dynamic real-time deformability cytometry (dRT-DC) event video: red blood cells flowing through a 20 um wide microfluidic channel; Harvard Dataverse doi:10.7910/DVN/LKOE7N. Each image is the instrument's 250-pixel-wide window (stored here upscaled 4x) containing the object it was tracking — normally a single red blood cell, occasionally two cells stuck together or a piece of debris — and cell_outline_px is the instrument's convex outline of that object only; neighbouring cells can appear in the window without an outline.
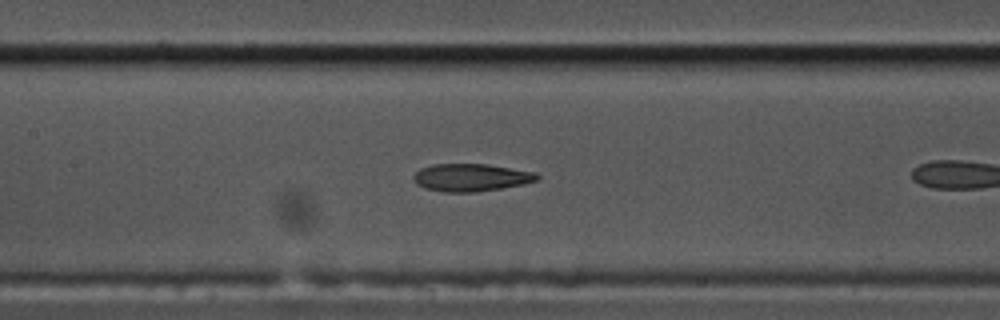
{"species": "common noctule bat (a hibernating species)", "species_latin": "Nyctalus noctula", "temperature_condition": "cold", "stored_images_in_passage": 15, "camera_frame_rate_fps": 3000, "um_per_image_px": 0.085, "animal": {"sex": "male", "body_mass_g": 17.5, "forearm_length_mm": 52.3}, "frame": {"image": 1, "passage_image": 13, "time_ms": 4.0, "image_size_px": [1000, 320], "cell_outline_px": [[540, 180], [524, 184], [476, 192], [444, 192], [424, 188], [416, 184], [412, 180], [412, 176], [420, 168], [432, 164], [488, 164], [536, 172], [540, 176]], "centroid_in_image_um": [40.03, 15.08], "position_along_channel_um": 167.4, "area_um2": 20.11}}